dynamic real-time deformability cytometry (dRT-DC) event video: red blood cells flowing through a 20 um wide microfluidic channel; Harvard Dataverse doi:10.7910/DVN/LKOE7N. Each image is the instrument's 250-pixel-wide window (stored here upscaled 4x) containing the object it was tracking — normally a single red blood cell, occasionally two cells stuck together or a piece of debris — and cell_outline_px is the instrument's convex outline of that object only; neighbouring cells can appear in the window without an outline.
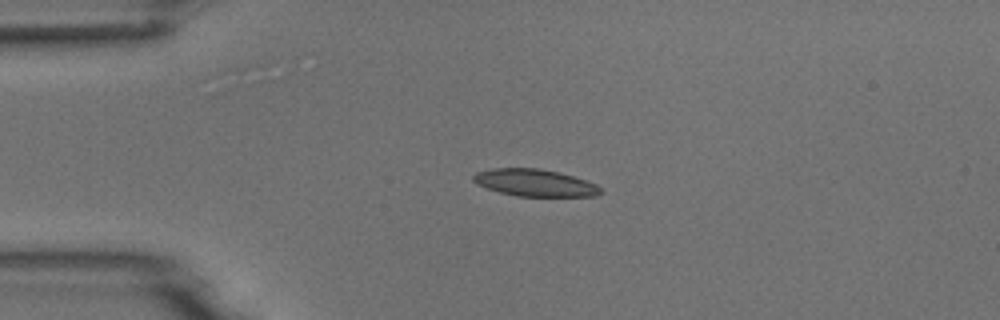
{"species": "common noctule bat (a hibernating species)", "species_latin": "Nyctalus noctula", "temperature_condition": "room temperature", "stored_images_in_passage": 4, "camera_frame_rate_fps": 3000, "um_per_image_px": 0.085, "animal": {"sex": "male", "body_mass_g": 18.8}, "frame": {"image": 1, "passage_image": 3, "time_ms": 2.333, "image_size_px": [1000, 320], "cell_outline_px": [[604, 192], [596, 196], [516, 196], [500, 192], [476, 184], [472, 180], [472, 176], [476, 172], [492, 168], [536, 168], [560, 172], [596, 184], [604, 188]], "centroid_in_image_um": [45.48, 15.54], "position_along_channel_um": 39.5, "area_um2": 20.17}}